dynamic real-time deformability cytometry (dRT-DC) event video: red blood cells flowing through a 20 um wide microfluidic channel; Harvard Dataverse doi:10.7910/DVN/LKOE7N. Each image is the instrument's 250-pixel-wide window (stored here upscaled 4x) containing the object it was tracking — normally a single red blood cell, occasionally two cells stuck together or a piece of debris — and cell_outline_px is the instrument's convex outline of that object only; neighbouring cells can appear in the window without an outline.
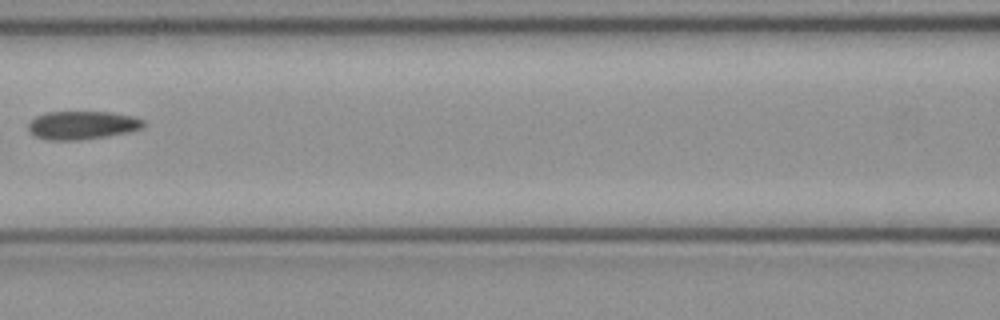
{"species": "common noctule bat (a hibernating species)", "species_latin": "Nyctalus noctula", "temperature_condition": "cold", "stored_images_in_passage": 7, "camera_frame_rate_fps": 3000, "um_per_image_px": 0.085, "animal": {"sex": "female", "body_mass_g": 21.9}, "frame": {"image": 1, "passage_image": 6, "time_ms": 1.667, "image_size_px": [1000, 320], "cell_outline_px": [[144, 128], [128, 132], [108, 136], [80, 140], [44, 140], [32, 136], [28, 128], [28, 124], [36, 116], [48, 112], [112, 112], [132, 116], [144, 120]], "centroid_in_image_um": [6.97, 10.65], "position_along_channel_um": 159.6, "area_um2": 19.19}}
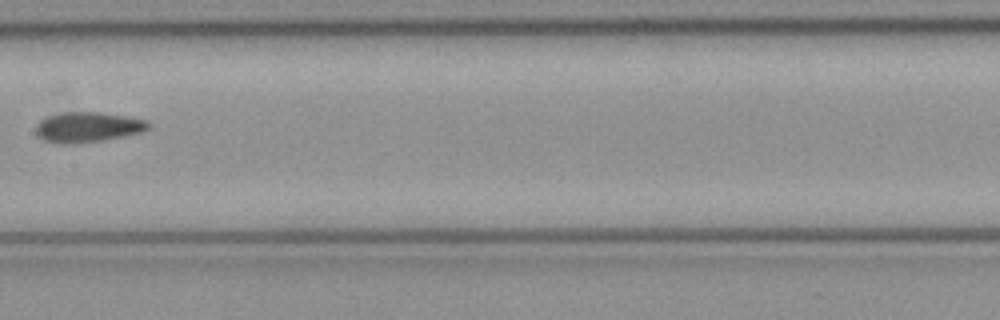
{"frame": {"image": 2, "passage_image": 7, "time_ms": 2.0, "image_size_px": [1000, 320], "cell_outline_px": [[152, 124], [144, 132], [104, 140], [64, 144], [56, 144], [44, 140], [36, 132], [36, 124], [40, 120], [48, 116], [64, 112], [100, 112], [148, 120]], "centroid_in_image_um": [7.48, 10.8], "position_along_channel_um": 199.9, "area_um2": 19.83}}